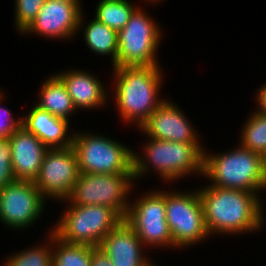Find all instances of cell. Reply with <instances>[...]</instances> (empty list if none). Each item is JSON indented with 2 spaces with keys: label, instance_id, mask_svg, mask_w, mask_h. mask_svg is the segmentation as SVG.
Here are the masks:
<instances>
[{
  "label": "cell",
  "instance_id": "7402d4cb",
  "mask_svg": "<svg viewBox=\"0 0 266 266\" xmlns=\"http://www.w3.org/2000/svg\"><path fill=\"white\" fill-rule=\"evenodd\" d=\"M135 9L127 0H101L95 18L118 32L125 27Z\"/></svg>",
  "mask_w": 266,
  "mask_h": 266
},
{
  "label": "cell",
  "instance_id": "d4e9b609",
  "mask_svg": "<svg viewBox=\"0 0 266 266\" xmlns=\"http://www.w3.org/2000/svg\"><path fill=\"white\" fill-rule=\"evenodd\" d=\"M46 0H16V27L23 32L36 18Z\"/></svg>",
  "mask_w": 266,
  "mask_h": 266
},
{
  "label": "cell",
  "instance_id": "4316f807",
  "mask_svg": "<svg viewBox=\"0 0 266 266\" xmlns=\"http://www.w3.org/2000/svg\"><path fill=\"white\" fill-rule=\"evenodd\" d=\"M1 108V107H0ZM3 109V111L1 112V110ZM0 113L1 114H6L8 115V117L3 120L2 119V116L0 114V138L1 137H10L14 131L20 127L22 125V120H16V121H13V119L11 118V114L9 112V110H7L6 108H1L0 109ZM4 118V117H3ZM7 121V122H6Z\"/></svg>",
  "mask_w": 266,
  "mask_h": 266
},
{
  "label": "cell",
  "instance_id": "7a4b0ae2",
  "mask_svg": "<svg viewBox=\"0 0 266 266\" xmlns=\"http://www.w3.org/2000/svg\"><path fill=\"white\" fill-rule=\"evenodd\" d=\"M159 68V66L114 68L118 81L115 89L116 102L124 120L128 122L135 120L141 127L164 102L157 99L162 79Z\"/></svg>",
  "mask_w": 266,
  "mask_h": 266
},
{
  "label": "cell",
  "instance_id": "44dd1931",
  "mask_svg": "<svg viewBox=\"0 0 266 266\" xmlns=\"http://www.w3.org/2000/svg\"><path fill=\"white\" fill-rule=\"evenodd\" d=\"M51 243H57L52 252V266H90L92 252L97 248L85 244H69L61 241L54 234L50 235Z\"/></svg>",
  "mask_w": 266,
  "mask_h": 266
},
{
  "label": "cell",
  "instance_id": "cb8c5ba5",
  "mask_svg": "<svg viewBox=\"0 0 266 266\" xmlns=\"http://www.w3.org/2000/svg\"><path fill=\"white\" fill-rule=\"evenodd\" d=\"M5 266H52V251L38 247L12 255Z\"/></svg>",
  "mask_w": 266,
  "mask_h": 266
},
{
  "label": "cell",
  "instance_id": "5b68a950",
  "mask_svg": "<svg viewBox=\"0 0 266 266\" xmlns=\"http://www.w3.org/2000/svg\"><path fill=\"white\" fill-rule=\"evenodd\" d=\"M121 221L123 219L109 207L71 204L52 233L69 244L99 247L102 239Z\"/></svg>",
  "mask_w": 266,
  "mask_h": 266
},
{
  "label": "cell",
  "instance_id": "277c9868",
  "mask_svg": "<svg viewBox=\"0 0 266 266\" xmlns=\"http://www.w3.org/2000/svg\"><path fill=\"white\" fill-rule=\"evenodd\" d=\"M203 175L213 180L211 186L220 188L252 193L266 188L263 155L242 146L219 156L204 152Z\"/></svg>",
  "mask_w": 266,
  "mask_h": 266
},
{
  "label": "cell",
  "instance_id": "3957f363",
  "mask_svg": "<svg viewBox=\"0 0 266 266\" xmlns=\"http://www.w3.org/2000/svg\"><path fill=\"white\" fill-rule=\"evenodd\" d=\"M72 147L80 173L134 175L135 179L149 170L142 157L106 137L76 134Z\"/></svg>",
  "mask_w": 266,
  "mask_h": 266
},
{
  "label": "cell",
  "instance_id": "52a82bcc",
  "mask_svg": "<svg viewBox=\"0 0 266 266\" xmlns=\"http://www.w3.org/2000/svg\"><path fill=\"white\" fill-rule=\"evenodd\" d=\"M158 26L140 9H135L122 30L117 32L118 52L114 68L158 66L155 51L160 36Z\"/></svg>",
  "mask_w": 266,
  "mask_h": 266
},
{
  "label": "cell",
  "instance_id": "8992f818",
  "mask_svg": "<svg viewBox=\"0 0 266 266\" xmlns=\"http://www.w3.org/2000/svg\"><path fill=\"white\" fill-rule=\"evenodd\" d=\"M133 178L134 175L80 173L67 199L77 206L109 207L124 220L129 208L125 199Z\"/></svg>",
  "mask_w": 266,
  "mask_h": 266
},
{
  "label": "cell",
  "instance_id": "9a60e30c",
  "mask_svg": "<svg viewBox=\"0 0 266 266\" xmlns=\"http://www.w3.org/2000/svg\"><path fill=\"white\" fill-rule=\"evenodd\" d=\"M9 138L15 180L34 181L49 148L22 125Z\"/></svg>",
  "mask_w": 266,
  "mask_h": 266
},
{
  "label": "cell",
  "instance_id": "2e32d148",
  "mask_svg": "<svg viewBox=\"0 0 266 266\" xmlns=\"http://www.w3.org/2000/svg\"><path fill=\"white\" fill-rule=\"evenodd\" d=\"M142 244L134 230L123 220L102 239L98 248L114 266H152L142 256Z\"/></svg>",
  "mask_w": 266,
  "mask_h": 266
},
{
  "label": "cell",
  "instance_id": "ac0fdd59",
  "mask_svg": "<svg viewBox=\"0 0 266 266\" xmlns=\"http://www.w3.org/2000/svg\"><path fill=\"white\" fill-rule=\"evenodd\" d=\"M66 86L76 108H93L105 104V91L97 78L80 70L57 74Z\"/></svg>",
  "mask_w": 266,
  "mask_h": 266
},
{
  "label": "cell",
  "instance_id": "484cf974",
  "mask_svg": "<svg viewBox=\"0 0 266 266\" xmlns=\"http://www.w3.org/2000/svg\"><path fill=\"white\" fill-rule=\"evenodd\" d=\"M15 180L12 169V147L9 137L0 138V189Z\"/></svg>",
  "mask_w": 266,
  "mask_h": 266
},
{
  "label": "cell",
  "instance_id": "f546056e",
  "mask_svg": "<svg viewBox=\"0 0 266 266\" xmlns=\"http://www.w3.org/2000/svg\"><path fill=\"white\" fill-rule=\"evenodd\" d=\"M57 1H63V2H67V3H72V4H75L79 9L81 8L79 6V1L78 0H57Z\"/></svg>",
  "mask_w": 266,
  "mask_h": 266
},
{
  "label": "cell",
  "instance_id": "ba28073f",
  "mask_svg": "<svg viewBox=\"0 0 266 266\" xmlns=\"http://www.w3.org/2000/svg\"><path fill=\"white\" fill-rule=\"evenodd\" d=\"M165 206L174 246H187L210 235L198 191L193 194L165 192Z\"/></svg>",
  "mask_w": 266,
  "mask_h": 266
},
{
  "label": "cell",
  "instance_id": "4fadbf2b",
  "mask_svg": "<svg viewBox=\"0 0 266 266\" xmlns=\"http://www.w3.org/2000/svg\"><path fill=\"white\" fill-rule=\"evenodd\" d=\"M82 10L75 4L46 0L33 22L23 31L53 38L72 37L82 24Z\"/></svg>",
  "mask_w": 266,
  "mask_h": 266
},
{
  "label": "cell",
  "instance_id": "ffe728a7",
  "mask_svg": "<svg viewBox=\"0 0 266 266\" xmlns=\"http://www.w3.org/2000/svg\"><path fill=\"white\" fill-rule=\"evenodd\" d=\"M84 37L89 48L102 55H112L113 66L117 62L118 36L117 31L98 21L89 22L84 30Z\"/></svg>",
  "mask_w": 266,
  "mask_h": 266
},
{
  "label": "cell",
  "instance_id": "30bf717a",
  "mask_svg": "<svg viewBox=\"0 0 266 266\" xmlns=\"http://www.w3.org/2000/svg\"><path fill=\"white\" fill-rule=\"evenodd\" d=\"M138 200L133 205L130 204L124 221L134 230L142 243L173 246L166 221L165 192H152Z\"/></svg>",
  "mask_w": 266,
  "mask_h": 266
},
{
  "label": "cell",
  "instance_id": "83f0119b",
  "mask_svg": "<svg viewBox=\"0 0 266 266\" xmlns=\"http://www.w3.org/2000/svg\"><path fill=\"white\" fill-rule=\"evenodd\" d=\"M90 266H114L109 257L98 247L92 252Z\"/></svg>",
  "mask_w": 266,
  "mask_h": 266
},
{
  "label": "cell",
  "instance_id": "e0dca14e",
  "mask_svg": "<svg viewBox=\"0 0 266 266\" xmlns=\"http://www.w3.org/2000/svg\"><path fill=\"white\" fill-rule=\"evenodd\" d=\"M22 120L30 133L38 137L48 148H65L72 145L73 137L66 139L68 120L52 116L45 110L34 106Z\"/></svg>",
  "mask_w": 266,
  "mask_h": 266
},
{
  "label": "cell",
  "instance_id": "f1b7e54d",
  "mask_svg": "<svg viewBox=\"0 0 266 266\" xmlns=\"http://www.w3.org/2000/svg\"><path fill=\"white\" fill-rule=\"evenodd\" d=\"M257 99L260 106L258 113L266 116V85L262 86V88L260 89Z\"/></svg>",
  "mask_w": 266,
  "mask_h": 266
},
{
  "label": "cell",
  "instance_id": "7c38bea8",
  "mask_svg": "<svg viewBox=\"0 0 266 266\" xmlns=\"http://www.w3.org/2000/svg\"><path fill=\"white\" fill-rule=\"evenodd\" d=\"M43 206L44 198L33 181L14 180L0 189V220L9 227L30 226Z\"/></svg>",
  "mask_w": 266,
  "mask_h": 266
},
{
  "label": "cell",
  "instance_id": "5bb4252c",
  "mask_svg": "<svg viewBox=\"0 0 266 266\" xmlns=\"http://www.w3.org/2000/svg\"><path fill=\"white\" fill-rule=\"evenodd\" d=\"M177 106L164 101L140 127L150 138L177 143L199 144L196 132Z\"/></svg>",
  "mask_w": 266,
  "mask_h": 266
},
{
  "label": "cell",
  "instance_id": "6da1fadb",
  "mask_svg": "<svg viewBox=\"0 0 266 266\" xmlns=\"http://www.w3.org/2000/svg\"><path fill=\"white\" fill-rule=\"evenodd\" d=\"M207 186L198 190L208 233H236L261 227L262 205L256 193Z\"/></svg>",
  "mask_w": 266,
  "mask_h": 266
},
{
  "label": "cell",
  "instance_id": "8fae6325",
  "mask_svg": "<svg viewBox=\"0 0 266 266\" xmlns=\"http://www.w3.org/2000/svg\"><path fill=\"white\" fill-rule=\"evenodd\" d=\"M79 174L77 155L72 145L49 148L33 182L44 199L47 195L67 200Z\"/></svg>",
  "mask_w": 266,
  "mask_h": 266
},
{
  "label": "cell",
  "instance_id": "d6986e66",
  "mask_svg": "<svg viewBox=\"0 0 266 266\" xmlns=\"http://www.w3.org/2000/svg\"><path fill=\"white\" fill-rule=\"evenodd\" d=\"M41 88V98L36 106L52 116L68 120L76 108L62 80L57 75L51 76Z\"/></svg>",
  "mask_w": 266,
  "mask_h": 266
},
{
  "label": "cell",
  "instance_id": "4dcf8cb0",
  "mask_svg": "<svg viewBox=\"0 0 266 266\" xmlns=\"http://www.w3.org/2000/svg\"><path fill=\"white\" fill-rule=\"evenodd\" d=\"M263 159H264V168H265V171H266V153L264 154Z\"/></svg>",
  "mask_w": 266,
  "mask_h": 266
},
{
  "label": "cell",
  "instance_id": "603a6c76",
  "mask_svg": "<svg viewBox=\"0 0 266 266\" xmlns=\"http://www.w3.org/2000/svg\"><path fill=\"white\" fill-rule=\"evenodd\" d=\"M243 128L242 147L264 156L266 153V116L256 112Z\"/></svg>",
  "mask_w": 266,
  "mask_h": 266
},
{
  "label": "cell",
  "instance_id": "9c48e42d",
  "mask_svg": "<svg viewBox=\"0 0 266 266\" xmlns=\"http://www.w3.org/2000/svg\"><path fill=\"white\" fill-rule=\"evenodd\" d=\"M150 139L145 147L147 163L152 162L155 170L167 181L191 171L203 174L204 151L199 144Z\"/></svg>",
  "mask_w": 266,
  "mask_h": 266
}]
</instances>
